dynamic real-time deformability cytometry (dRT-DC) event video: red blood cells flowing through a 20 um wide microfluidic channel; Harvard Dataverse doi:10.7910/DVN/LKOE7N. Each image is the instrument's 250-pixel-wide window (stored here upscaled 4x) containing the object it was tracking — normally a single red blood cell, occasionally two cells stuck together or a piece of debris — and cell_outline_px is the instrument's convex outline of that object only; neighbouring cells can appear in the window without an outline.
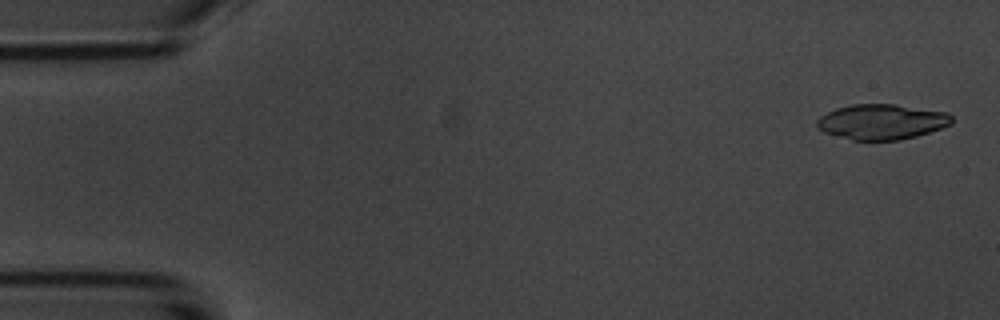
{"species": "common noctule bat (a hibernating species)", "species_latin": "Nyctalus noctula", "temperature_condition": "room temperature", "stored_images_in_passage": 14, "camera_frame_rate_fps": 3000, "um_per_image_px": 0.085, "animal": {"sex": "male", "body_mass_g": 20.1, "forearm_length_mm": 53.5}, "frame": {"image": 1, "passage_image": 2, "time_ms": 0.333, "image_size_px": [1000, 320], "cell_outline_px": [[952, 124], [916, 136], [900, 140], [852, 140], [824, 132], [816, 128], [816, 120], [820, 116], [836, 108], [852, 104], [896, 104], [948, 112], [952, 116]], "centroid_in_image_um": [74.94, 10.34], "position_along_channel_um": 10.1, "area_um2": 27.8}}